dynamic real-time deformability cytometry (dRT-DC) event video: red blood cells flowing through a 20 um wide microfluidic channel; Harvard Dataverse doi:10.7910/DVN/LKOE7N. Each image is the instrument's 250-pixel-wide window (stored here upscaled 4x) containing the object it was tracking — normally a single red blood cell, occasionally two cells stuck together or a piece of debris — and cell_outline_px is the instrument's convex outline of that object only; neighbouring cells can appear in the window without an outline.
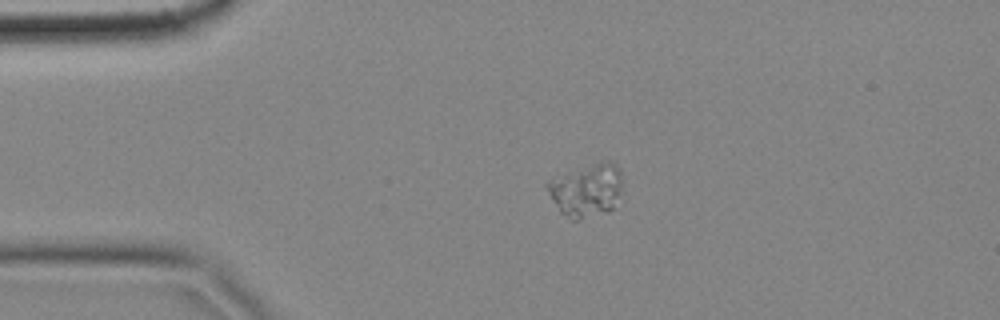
{"species": "common noctule bat (a hibernating species)", "species_latin": "Nyctalus noctula", "temperature_condition": "cold", "stored_images_in_passage": 9, "camera_frame_rate_fps": 3000, "um_per_image_px": 0.085, "animal": {"sex": "female", "body_mass_g": 18.4}, "frame": {"image": 1, "passage_image": 2, "time_ms": 0.333, "image_size_px": [1000, 320], "cell_outline_px": [[620, 192], [612, 208], [608, 212], [576, 220], [572, 220], [560, 212], [544, 184], [556, 172], [608, 160], [616, 164], [620, 168]], "centroid_in_image_um": [49.78, 16.11], "position_along_channel_um": 35.2, "area_um2": 23.58}}
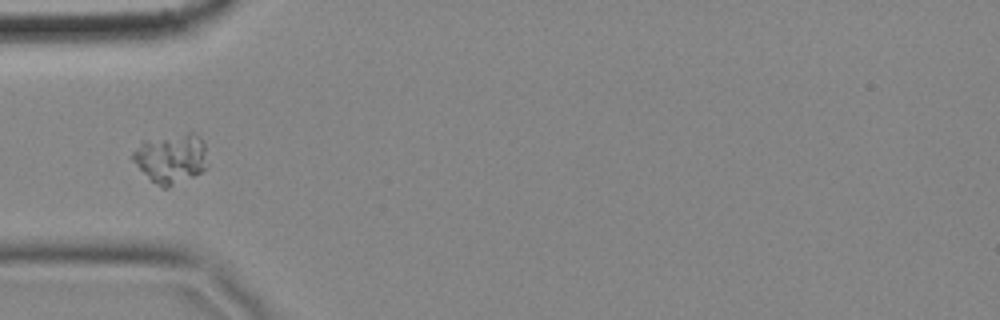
{"frame": {"image": 2, "passage_image": 3, "time_ms": 0.667, "image_size_px": [1000, 320], "cell_outline_px": [[208, 168], [168, 188], [160, 188], [132, 160], [132, 152], [140, 140], [188, 132], [192, 132], [200, 136], [204, 144], [208, 164]], "centroid_in_image_um": [14.54, 13.43], "position_along_channel_um": 70.5, "area_um2": 21.85}}